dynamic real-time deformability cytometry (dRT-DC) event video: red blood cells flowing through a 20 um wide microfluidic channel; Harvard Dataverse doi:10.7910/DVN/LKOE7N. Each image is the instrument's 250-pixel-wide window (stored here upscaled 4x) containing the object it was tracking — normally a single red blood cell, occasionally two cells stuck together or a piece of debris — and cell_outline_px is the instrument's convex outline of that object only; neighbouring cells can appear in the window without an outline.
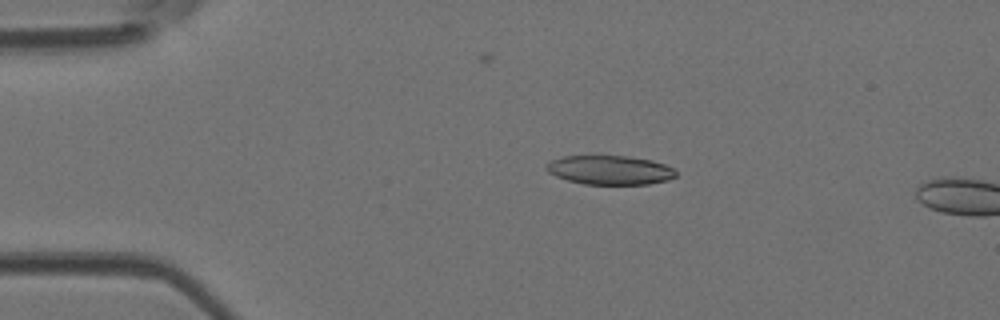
{"species": "Egyptian fruit bat (a non-hibernating species)", "species_latin": "Rousettus aegyptiacus", "temperature_condition": "room temperature", "stored_images_in_passage": 3, "camera_frame_rate_fps": 3000, "um_per_image_px": 0.085, "animal": {"sex": "female"}, "frame": {"image": 1, "passage_image": 2, "time_ms": 0.333, "image_size_px": [1000, 320], "cell_outline_px": [[676, 176], [668, 180], [648, 184], [584, 184], [568, 180], [556, 176], [548, 172], [544, 168], [544, 164], [552, 160], [564, 156], [628, 156], [652, 160], [664, 164], [672, 168], [676, 172]], "centroid_in_image_um": [51.82, 14.45], "position_along_channel_um": 33.2, "area_um2": 21.96}}